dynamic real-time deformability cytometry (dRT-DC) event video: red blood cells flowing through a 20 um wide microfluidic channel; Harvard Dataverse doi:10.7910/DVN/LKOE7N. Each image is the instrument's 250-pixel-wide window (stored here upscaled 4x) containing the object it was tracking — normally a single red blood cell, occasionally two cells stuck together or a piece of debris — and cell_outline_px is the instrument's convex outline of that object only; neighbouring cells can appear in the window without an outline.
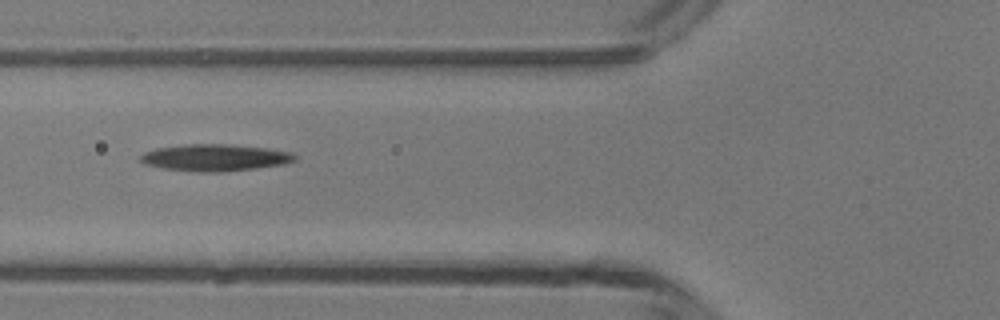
{"species": "common noctule bat (a hibernating species)", "species_latin": "Nyctalus noctula", "temperature_condition": "room temperature", "stored_images_in_passage": 4, "camera_frame_rate_fps": 3000, "um_per_image_px": 0.085, "animal": {"sex": "male", "body_mass_g": 13.3}, "frame": {"image": 1, "passage_image": 3, "time_ms": 3.333, "image_size_px": [1000, 320], "cell_outline_px": [[296, 160], [284, 164], [256, 168], [224, 172], [200, 172], [164, 168], [144, 164], [140, 160], [140, 156], [144, 152], [156, 148], [184, 144], [232, 144], [264, 148], [292, 152], [296, 156]], "centroid_in_image_um": [18.27, 13.39], "position_along_channel_um": 107.5, "area_um2": 24.16}}
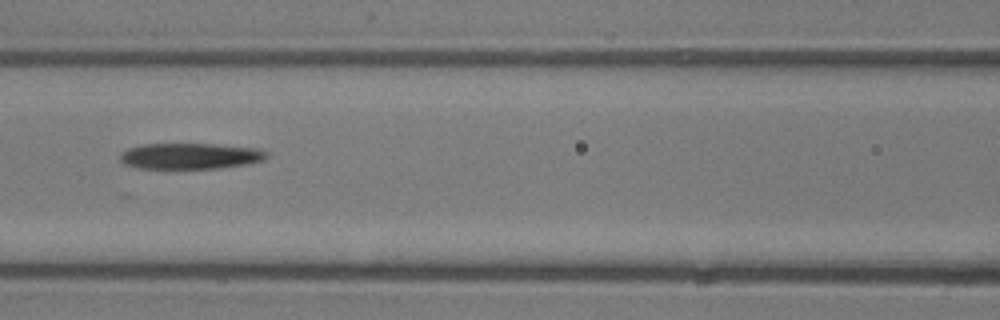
{"frame": {"image": 2, "passage_image": 4, "time_ms": 4.333, "image_size_px": [1000, 320], "cell_outline_px": [[268, 156], [264, 160], [248, 164], [220, 168], [140, 168], [124, 164], [120, 160], [120, 156], [128, 148], [144, 144], [216, 144], [260, 148], [268, 152]], "centroid_in_image_um": [16.24, 13.26], "position_along_channel_um": 150.4, "area_um2": 22.2}}